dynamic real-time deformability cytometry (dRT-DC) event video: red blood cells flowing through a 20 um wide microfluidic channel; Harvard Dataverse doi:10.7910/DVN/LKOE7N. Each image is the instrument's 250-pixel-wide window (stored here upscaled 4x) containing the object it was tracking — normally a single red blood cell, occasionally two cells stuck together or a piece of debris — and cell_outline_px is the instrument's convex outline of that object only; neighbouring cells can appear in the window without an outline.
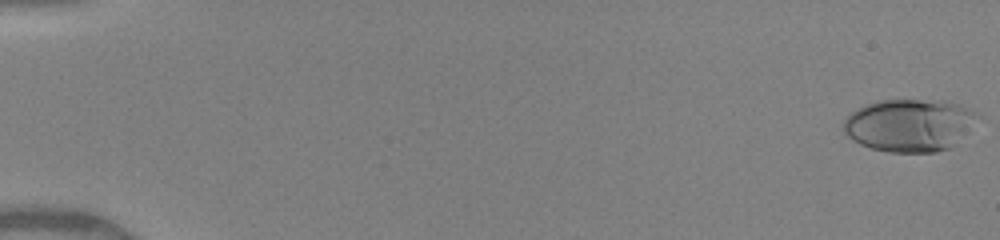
{"species": "human", "species_latin": "Homo sapiens", "temperature_condition": "warm", "stored_images_in_passage": 50, "camera_frame_rate_fps": 3000, "um_per_image_px": 0.085, "donor": {"sex": "female"}, "frame": {"image": 1, "passage_image": 1, "time_ms": 0.0, "image_size_px": [1000, 240], "cell_outline_px": [[964, 112], [948, 148], [936, 152], [888, 152], [872, 148], [860, 144], [848, 136], [844, 132], [844, 120], [852, 112], [868, 104], [880, 100], [920, 100], [960, 104], [964, 108]], "centroid_in_image_um": [76.91, 10.65], "position_along_channel_um": 8.1, "area_um2": 37.28}}
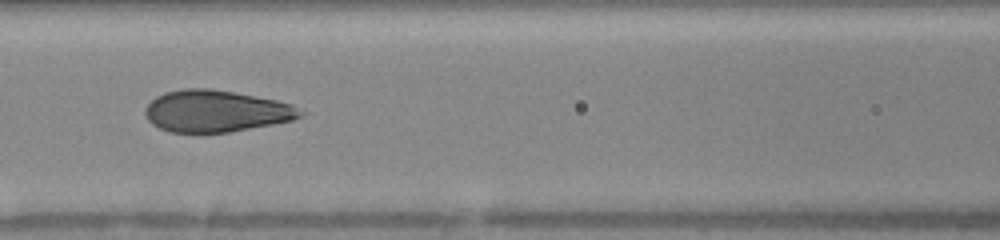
{"frame": {"image": 2, "passage_image": 24, "time_ms": 7.667, "image_size_px": [1000, 240], "cell_outline_px": [[304, 116], [292, 120], [272, 124], [228, 132], [200, 136], [172, 132], [160, 128], [152, 124], [148, 120], [144, 112], [148, 104], [156, 96], [164, 92], [184, 88], [208, 88], [232, 92], [276, 100], [292, 104], [304, 112]], "centroid_in_image_um": [18.32, 9.48], "position_along_channel_um": 148.3, "area_um2": 38.32}}
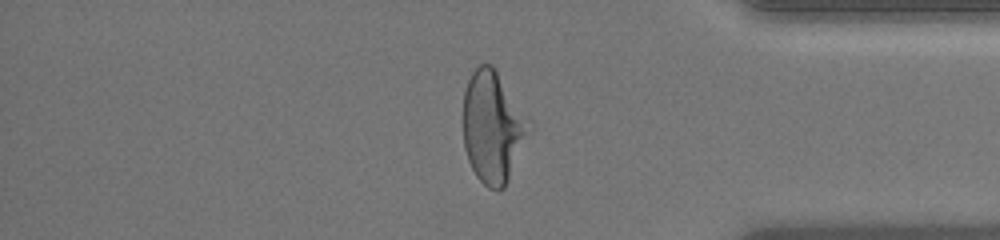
{"frame": {"image": 3, "passage_image": 43, "time_ms": 14.0, "image_size_px": [1000, 240], "cell_outline_px": [[532, 128], [508, 180], [504, 188], [488, 188], [476, 176], [468, 160], [464, 148], [464, 92], [468, 80], [472, 72], [480, 64], [492, 64]], "centroid_in_image_um": [41.86, 10.82], "position_along_channel_um": 393.3, "area_um2": 41.79}, "authors_computed_cell_mechanics": {"area_um2": 38.6682, "velocity_mm_per_s": 4.1067, "shape_relaxation_time_tau1_ms": 6.483, "shape_relaxation_time_tau2_ms": null, "deformation_change_tau1": 0.2352, "deformation_change_tau2": null}}